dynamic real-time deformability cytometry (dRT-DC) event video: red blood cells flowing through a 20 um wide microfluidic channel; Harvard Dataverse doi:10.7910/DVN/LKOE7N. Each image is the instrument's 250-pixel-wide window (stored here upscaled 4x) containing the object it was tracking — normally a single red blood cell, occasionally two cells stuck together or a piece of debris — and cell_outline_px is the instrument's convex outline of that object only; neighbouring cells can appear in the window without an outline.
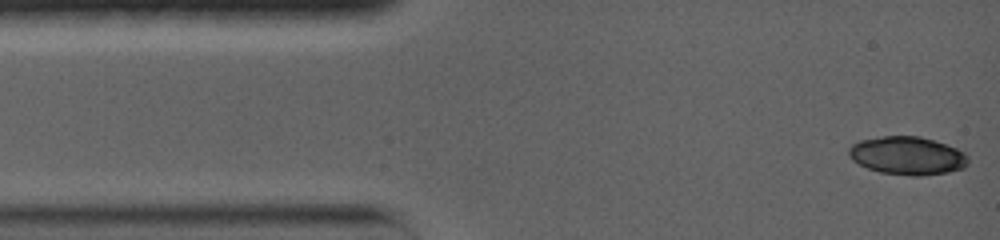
{"species": "common noctule bat (a hibernating species)", "species_latin": "Nyctalus noctula", "temperature_condition": "warm", "stored_images_in_passage": 6, "camera_frame_rate_fps": 5000, "um_per_image_px": 0.085, "animal": {"sex": "female", "body_mass_g": 19.0, "forearm_length_mm": 56.7}, "frame": {"image": 1, "passage_image": 1, "time_ms": 0.0, "image_size_px": [1000, 240], "cell_outline_px": [[968, 164], [964, 168], [948, 172], [920, 176], [912, 176], [880, 172], [868, 168], [852, 160], [848, 156], [848, 148], [852, 144], [860, 140], [884, 136], [920, 136], [956, 148], [964, 152], [968, 156]], "centroid_in_image_um": [77.12, 13.23], "position_along_channel_um": 7.9, "area_um2": 26.53}}
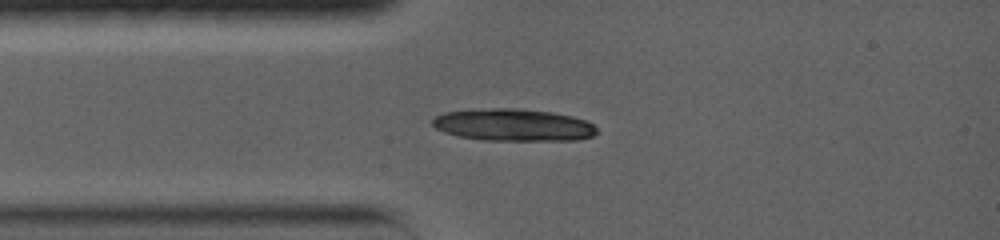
{"frame": {"image": 2, "passage_image": 6, "time_ms": 2.8, "image_size_px": [1000, 240], "cell_outline_px": [[596, 132], [592, 136], [580, 140], [484, 140], [456, 136], [444, 132], [436, 128], [432, 124], [432, 120], [436, 116], [444, 112], [492, 108], [520, 108], [552, 112], [572, 116], [584, 120], [592, 124], [596, 128]], "centroid_in_image_um": [43.62, 10.62], "position_along_channel_um": 41.4, "area_um2": 30.81}}